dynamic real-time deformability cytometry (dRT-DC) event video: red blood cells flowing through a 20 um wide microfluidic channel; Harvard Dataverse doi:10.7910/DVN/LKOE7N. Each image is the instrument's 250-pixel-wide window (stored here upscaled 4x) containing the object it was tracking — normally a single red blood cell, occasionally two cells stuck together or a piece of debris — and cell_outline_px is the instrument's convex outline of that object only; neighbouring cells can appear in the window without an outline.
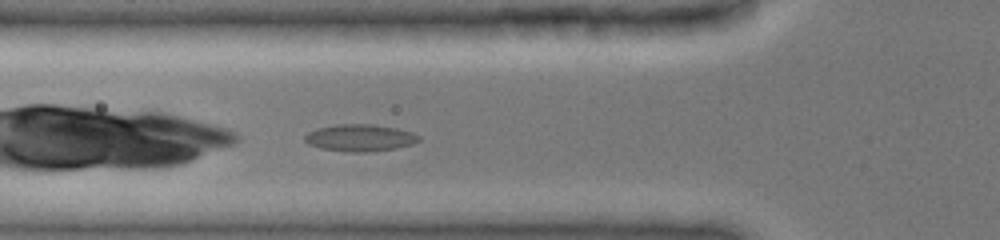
{"species": "common noctule bat (a hibernating species)", "species_latin": "Nyctalus noctula", "temperature_condition": "cold", "stored_images_in_passage": 2, "camera_frame_rate_fps": 3000, "um_per_image_px": 0.085, "animal": {"sex": "female", "body_mass_g": 19.0, "forearm_length_mm": 51.5}, "frame": {"image": 1, "passage_image": 2, "time_ms": 0.667, "image_size_px": [1000, 240], "cell_outline_px": [[420, 140], [412, 144], [396, 148], [364, 152], [352, 152], [320, 148], [308, 144], [304, 140], [304, 136], [308, 132], [316, 128], [336, 124], [372, 124], [396, 128], [412, 132], [420, 136]], "centroid_in_image_um": [30.58, 11.7], "position_along_channel_um": 95.2, "area_um2": 17.92}}